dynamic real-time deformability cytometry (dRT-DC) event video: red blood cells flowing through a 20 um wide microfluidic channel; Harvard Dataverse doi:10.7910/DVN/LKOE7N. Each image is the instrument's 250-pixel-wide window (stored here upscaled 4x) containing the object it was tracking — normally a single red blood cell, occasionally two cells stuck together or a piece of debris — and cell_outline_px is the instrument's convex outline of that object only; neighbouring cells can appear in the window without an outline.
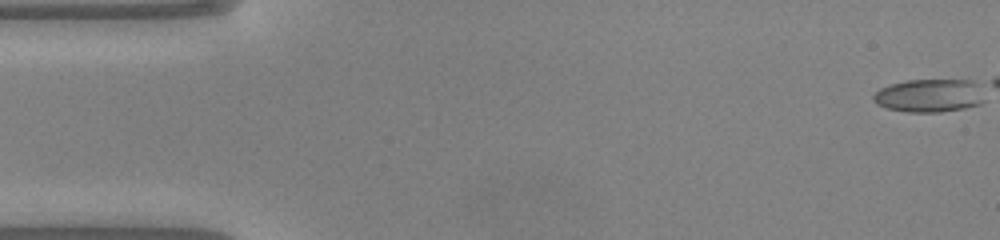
{"species": "common noctule bat (a hibernating species)", "species_latin": "Nyctalus noctula", "temperature_condition": "warm", "stored_images_in_passage": 40, "camera_frame_rate_fps": 3000, "um_per_image_px": 0.085, "animal": {"sex": "male", "body_mass_g": 20.0, "forearm_length_mm": 53.3}, "frame": {"image": 1, "passage_image": 1, "time_ms": 0.0, "image_size_px": [1000, 240], "cell_outline_px": [[984, 100], [980, 104], [964, 108], [940, 112], [908, 112], [888, 108], [876, 104], [872, 96], [880, 88], [892, 84], [908, 80], [968, 80], [976, 84]], "centroid_in_image_um": [78.96, 8.13], "position_along_channel_um": 6.0, "area_um2": 21.15}}
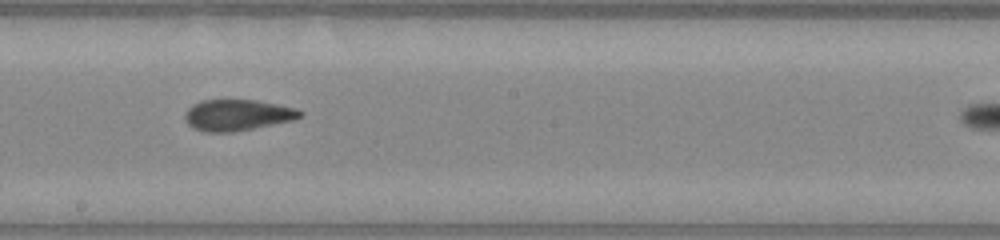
{"frame": {"image": 2, "passage_image": 27, "time_ms": 8.667, "image_size_px": [1000, 240], "cell_outline_px": [[304, 112], [300, 116], [292, 120], [232, 132], [204, 132], [192, 128], [184, 120], [184, 112], [192, 104], [200, 100], [256, 100], [296, 108]], "centroid_in_image_um": [20.1, 9.77], "position_along_channel_um": 228.1, "area_um2": 20.87}}
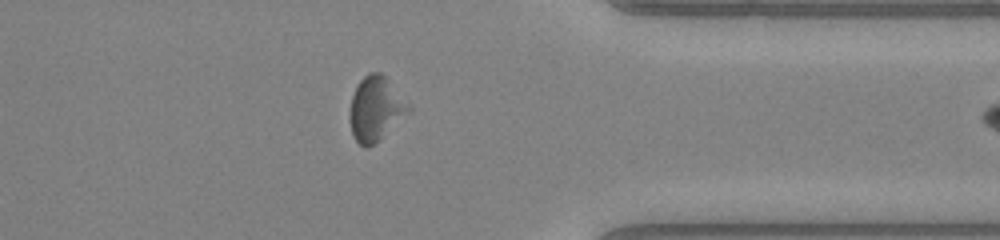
{"frame": {"image": 3, "passage_image": 39, "time_ms": 12.667, "image_size_px": [1000, 240], "cell_outline_px": [[412, 112], [368, 148], [364, 148], [352, 136], [352, 96], [356, 84], [368, 72], [380, 72], [384, 76], [412, 108]], "centroid_in_image_um": [31.97, 9.24], "position_along_channel_um": 379.4, "area_um2": 21.56}}